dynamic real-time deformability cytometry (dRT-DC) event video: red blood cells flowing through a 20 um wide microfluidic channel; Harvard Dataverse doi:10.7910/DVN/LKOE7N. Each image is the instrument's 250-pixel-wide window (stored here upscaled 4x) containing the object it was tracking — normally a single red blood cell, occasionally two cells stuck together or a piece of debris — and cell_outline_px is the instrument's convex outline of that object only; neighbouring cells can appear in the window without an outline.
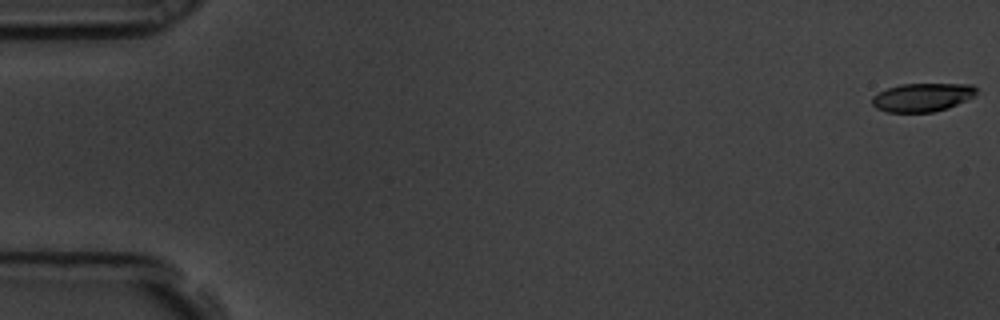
{"species": "common noctule bat (a hibernating species)", "species_latin": "Nyctalus noctula", "temperature_condition": "room temperature", "stored_images_in_passage": 19, "camera_frame_rate_fps": 3000, "um_per_image_px": 0.085, "animal": {"sex": "male", "body_mass_g": 19.5, "forearm_length_mm": 54.6}, "frame": {"image": 1, "passage_image": 1, "time_ms": 0.0, "image_size_px": [1000, 320], "cell_outline_px": [[976, 96], [948, 108], [932, 112], [884, 112], [876, 108], [872, 104], [872, 96], [888, 88], [900, 84], [972, 84], [976, 88]], "centroid_in_image_um": [78.4, 8.27], "position_along_channel_um": 6.6, "area_um2": 17.34}}
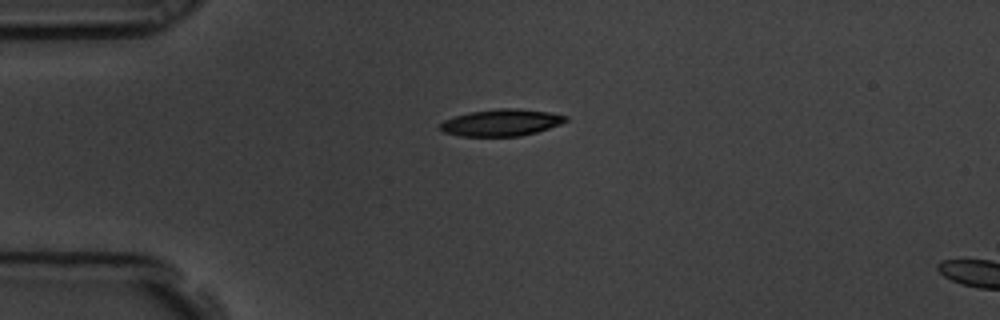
{"frame": {"image": 2, "passage_image": 15, "time_ms": 4.667, "image_size_px": [1000, 320], "cell_outline_px": [[568, 120], [560, 124], [536, 132], [520, 136], [460, 136], [444, 132], [440, 128], [440, 124], [444, 120], [468, 112], [496, 108], [516, 108], [552, 112], [568, 116]], "centroid_in_image_um": [42.63, 10.41], "position_along_channel_um": 42.4, "area_um2": 19.65}}